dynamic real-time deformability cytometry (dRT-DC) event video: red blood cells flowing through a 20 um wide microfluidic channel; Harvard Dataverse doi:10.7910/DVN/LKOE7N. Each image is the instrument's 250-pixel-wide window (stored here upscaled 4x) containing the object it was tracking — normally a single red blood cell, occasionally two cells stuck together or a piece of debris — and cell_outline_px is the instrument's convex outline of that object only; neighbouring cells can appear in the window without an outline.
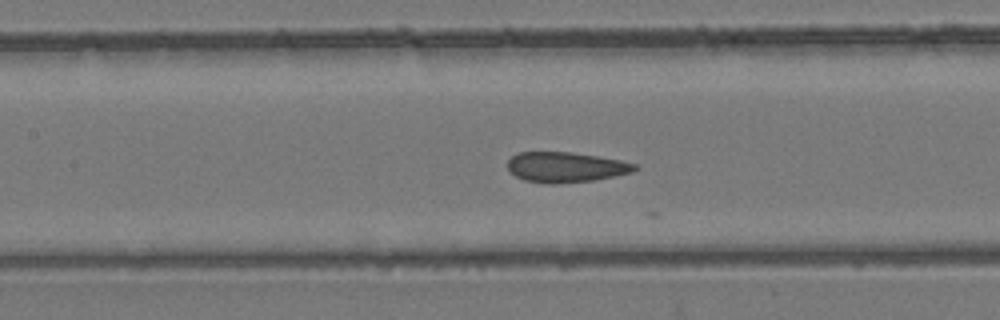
{"species": "common noctule bat (a hibernating species)", "species_latin": "Nyctalus noctula", "temperature_condition": "room temperature", "stored_images_in_passage": 30, "camera_frame_rate_fps": 3000, "um_per_image_px": 0.085, "animal": {"sex": "female", "body_mass_g": 24.6, "forearm_length_mm": 56.2}, "frame": {"image": 1, "passage_image": 24, "time_ms": 7.667, "image_size_px": [1000, 320], "cell_outline_px": [[640, 168], [632, 172], [592, 180], [556, 184], [544, 184], [524, 180], [516, 176], [508, 168], [508, 160], [512, 156], [520, 152], [572, 152], [620, 160], [636, 164]], "centroid_in_image_um": [48.08, 14.21], "position_along_channel_um": 159.3, "area_um2": 22.31}}
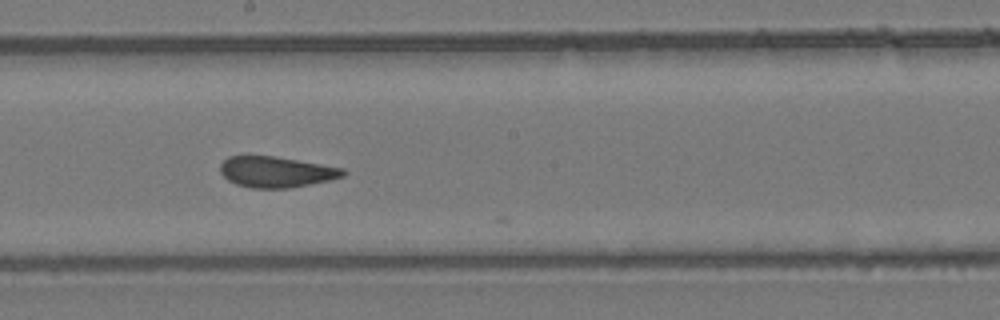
{"frame": {"image": 2, "passage_image": 29, "time_ms": 9.333, "image_size_px": [1000, 320], "cell_outline_px": [[348, 172], [344, 176], [328, 180], [288, 188], [252, 188], [236, 184], [228, 180], [220, 172], [220, 164], [228, 156], [272, 156], [344, 168]], "centroid_in_image_um": [23.46, 14.61], "position_along_channel_um": 224.7, "area_um2": 21.85}}